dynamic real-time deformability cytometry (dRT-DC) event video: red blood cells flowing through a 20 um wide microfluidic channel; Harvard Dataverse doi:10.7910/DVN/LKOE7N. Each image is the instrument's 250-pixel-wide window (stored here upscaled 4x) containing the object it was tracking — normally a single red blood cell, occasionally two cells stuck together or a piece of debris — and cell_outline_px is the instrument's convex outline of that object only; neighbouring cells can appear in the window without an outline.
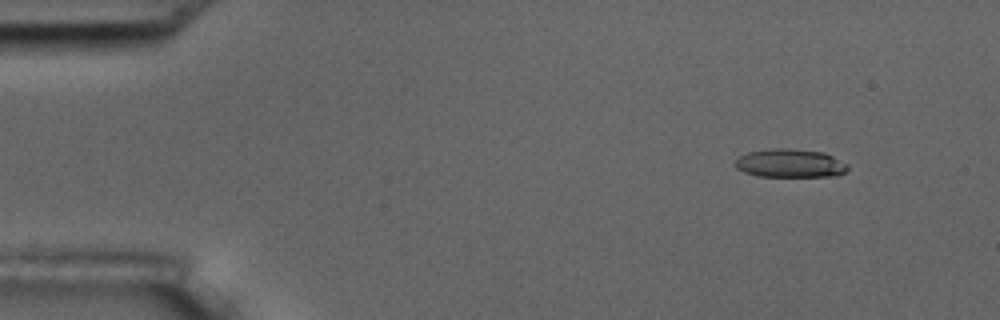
{"species": "common noctule bat (a hibernating species)", "species_latin": "Nyctalus noctula", "temperature_condition": "room temperature", "stored_images_in_passage": 4, "camera_frame_rate_fps": 3000, "um_per_image_px": 0.085, "animal": {"sex": "male", "body_mass_g": 17.5, "forearm_length_mm": 52.3}, "frame": {"image": 1, "passage_image": 1, "time_ms": 0.0, "image_size_px": [1000, 320], "cell_outline_px": [[848, 168], [840, 176], [756, 176], [744, 172], [736, 168], [736, 160], [740, 156], [748, 152], [772, 148], [788, 148], [824, 152], [848, 164]], "centroid_in_image_um": [67.17, 13.88], "position_along_channel_um": 17.8, "area_um2": 18.67}}
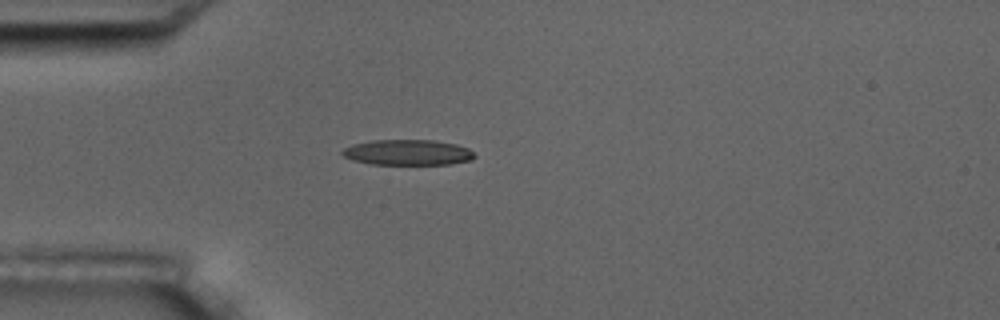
{"frame": {"image": 2, "passage_image": 4, "time_ms": 3.333, "image_size_px": [1000, 320], "cell_outline_px": [[476, 156], [472, 160], [448, 164], [372, 164], [352, 160], [344, 156], [340, 152], [344, 148], [352, 144], [372, 140], [436, 140], [456, 144], [468, 148]], "centroid_in_image_um": [34.65, 12.95], "position_along_channel_um": 50.4, "area_um2": 19.71}}